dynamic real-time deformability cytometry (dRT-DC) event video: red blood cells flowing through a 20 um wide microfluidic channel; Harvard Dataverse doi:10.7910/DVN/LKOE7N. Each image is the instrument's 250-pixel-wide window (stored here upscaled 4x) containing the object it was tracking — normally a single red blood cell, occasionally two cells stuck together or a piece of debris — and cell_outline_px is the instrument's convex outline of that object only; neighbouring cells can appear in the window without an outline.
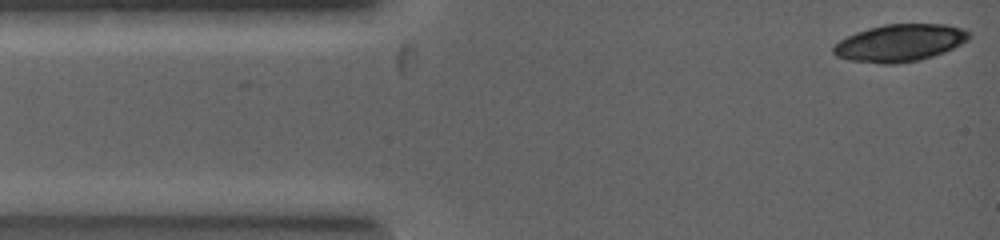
{"species": "common noctule bat (a hibernating species)", "species_latin": "Nyctalus noctula", "temperature_condition": "warm", "stored_images_in_passage": 3, "camera_frame_rate_fps": 5000, "um_per_image_px": 0.085, "animal": {"sex": "female", "body_mass_g": 19.0, "forearm_length_mm": 53.3}, "frame": {"image": 1, "passage_image": 1, "time_ms": 0.0, "image_size_px": [1000, 240], "cell_outline_px": [[968, 40], [944, 52], [920, 60], [892, 64], [884, 64], [848, 60], [836, 56], [832, 52], [832, 48], [840, 40], [856, 32], [868, 28], [884, 24], [944, 24], [960, 28], [968, 32]], "centroid_in_image_um": [76.44, 3.65], "position_along_channel_um": 8.6, "area_um2": 29.19}}